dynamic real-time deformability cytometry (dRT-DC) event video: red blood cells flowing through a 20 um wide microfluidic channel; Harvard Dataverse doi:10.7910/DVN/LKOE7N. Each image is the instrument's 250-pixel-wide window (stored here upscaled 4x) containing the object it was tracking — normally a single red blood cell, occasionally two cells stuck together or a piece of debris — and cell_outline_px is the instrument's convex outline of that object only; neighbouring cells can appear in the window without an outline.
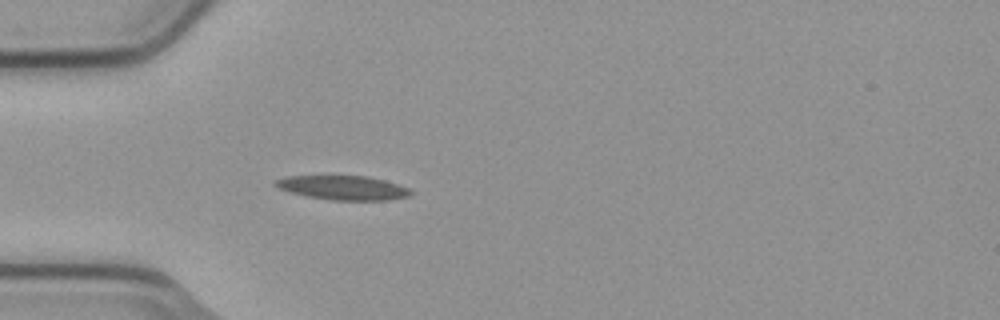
{"species": "common noctule bat (a hibernating species)", "species_latin": "Nyctalus noctula", "temperature_condition": "cold", "stored_images_in_passage": 1, "camera_frame_rate_fps": 3000, "um_per_image_px": 0.085, "animal": {"sex": "male", "body_mass_g": 23.1, "forearm_length_mm": 52.7}, "frame": {"image": 1, "passage_image": 1, "time_ms": 0.0, "image_size_px": [1000, 320], "cell_outline_px": [[412, 192], [408, 196], [388, 200], [332, 200], [308, 196], [292, 192], [280, 188], [272, 184], [276, 180], [288, 176], [368, 176], [384, 180], [408, 188]], "centroid_in_image_um": [29.17, 15.95], "position_along_channel_um": 55.8, "area_um2": 18.73}}